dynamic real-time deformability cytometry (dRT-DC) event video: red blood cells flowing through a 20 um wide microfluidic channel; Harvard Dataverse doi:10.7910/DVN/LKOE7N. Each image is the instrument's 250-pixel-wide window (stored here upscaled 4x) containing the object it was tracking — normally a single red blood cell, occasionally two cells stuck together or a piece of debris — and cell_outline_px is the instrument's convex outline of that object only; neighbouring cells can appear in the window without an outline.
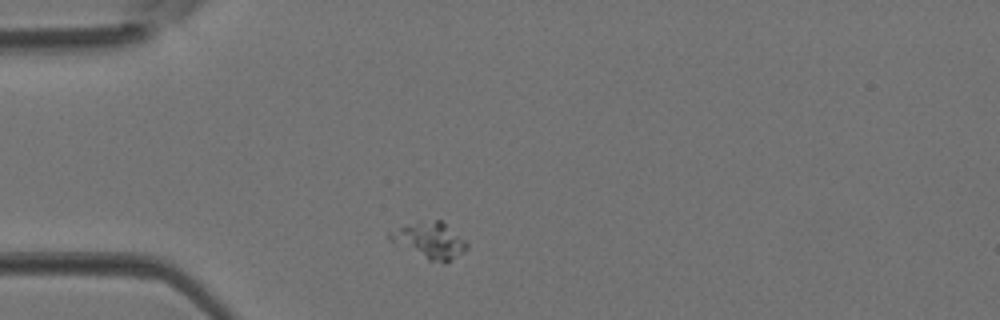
{"species": "Egyptian fruit bat (a non-hibernating species)", "species_latin": "Rousettus aegyptiacus", "temperature_condition": "room temperature", "stored_images_in_passage": 1, "camera_frame_rate_fps": 3000, "um_per_image_px": 0.085, "animal": {"sex": "female"}, "frame": {"image": 1, "passage_image": 1, "time_ms": 0.0, "image_size_px": [1000, 320], "cell_outline_px": [[468, 248], [464, 252], [452, 260], [444, 264], [428, 260], [388, 240], [388, 232], [400, 228], [416, 224], [436, 220], [440, 220], [464, 240], [468, 244]], "centroid_in_image_um": [36.56, 20.49], "position_along_channel_um": 48.4, "area_um2": 15.72}}